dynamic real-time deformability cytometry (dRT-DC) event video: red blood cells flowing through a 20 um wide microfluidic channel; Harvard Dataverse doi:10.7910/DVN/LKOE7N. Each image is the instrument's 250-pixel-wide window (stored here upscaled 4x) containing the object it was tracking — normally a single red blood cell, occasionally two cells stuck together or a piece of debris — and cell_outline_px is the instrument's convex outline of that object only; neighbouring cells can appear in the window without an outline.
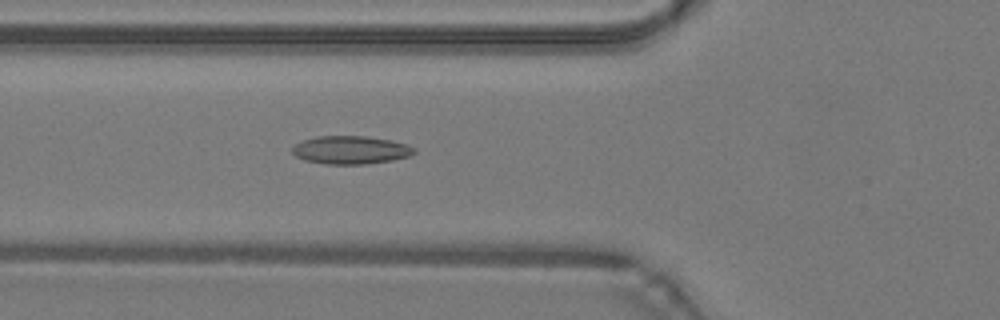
{"species": "common noctule bat (a hibernating species)", "species_latin": "Nyctalus noctula", "temperature_condition": "warm", "stored_images_in_passage": 48, "camera_frame_rate_fps": 3000, "um_per_image_px": 0.085, "animal": {"sex": "male", "body_mass_g": 19.2, "forearm_length_mm": 51.8}, "frame": {"image": 1, "passage_image": 18, "time_ms": 5.667, "image_size_px": [1000, 320], "cell_outline_px": [[416, 152], [408, 156], [392, 160], [364, 164], [324, 164], [304, 160], [296, 156], [292, 152], [292, 148], [296, 144], [304, 140], [316, 136], [364, 136], [392, 140], [416, 148]], "centroid_in_image_um": [29.8, 12.75], "position_along_channel_um": 96.0, "area_um2": 19.88}}
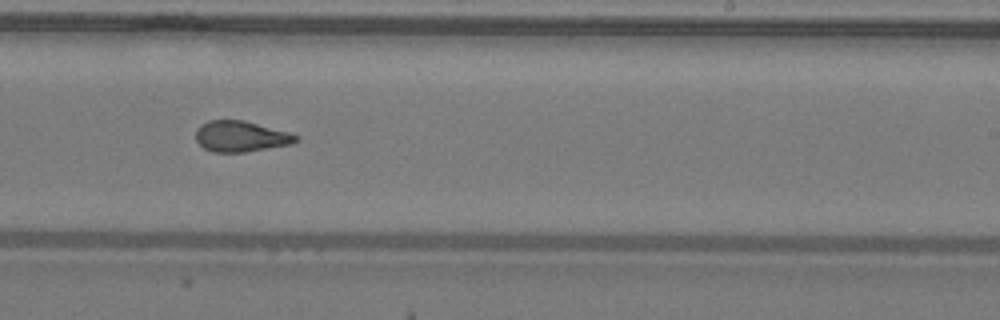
{"frame": {"image": 2, "passage_image": 30, "time_ms": 9.667, "image_size_px": [1000, 320], "cell_outline_px": [[300, 136], [296, 140], [288, 144], [244, 152], [212, 152], [204, 148], [196, 140], [196, 128], [200, 124], [208, 120], [244, 120], [288, 132]], "centroid_in_image_um": [20.41, 11.58], "position_along_channel_um": 268.6, "area_um2": 17.8}}
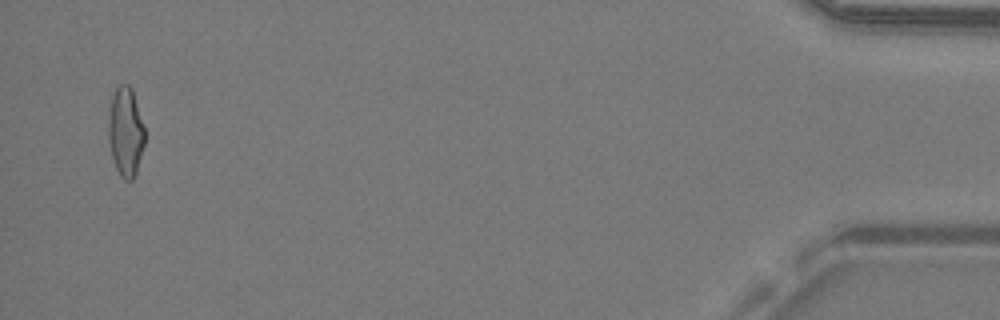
{"frame": {"image": 3, "passage_image": 47, "time_ms": 15.333, "image_size_px": [1000, 320], "cell_outline_px": [[144, 144], [136, 172], [132, 180], [124, 180], [120, 176], [116, 168], [112, 156], [108, 140], [108, 116], [112, 96], [116, 88], [120, 84], [128, 84], [132, 88], [144, 128]], "centroid_in_image_um": [10.66, 11.2], "position_along_channel_um": 424.5, "area_um2": 18.79}, "authors_computed_cell_mechanics": {"area_um2": 18.785, "velocity_mm_per_s": 4.3052, "shape_relaxation_time_tau1_ms": null, "shape_relaxation_time_tau2_ms": 1.8255, "deformation_change_tau1": null, "deformation_change_tau2": 0.0789}}